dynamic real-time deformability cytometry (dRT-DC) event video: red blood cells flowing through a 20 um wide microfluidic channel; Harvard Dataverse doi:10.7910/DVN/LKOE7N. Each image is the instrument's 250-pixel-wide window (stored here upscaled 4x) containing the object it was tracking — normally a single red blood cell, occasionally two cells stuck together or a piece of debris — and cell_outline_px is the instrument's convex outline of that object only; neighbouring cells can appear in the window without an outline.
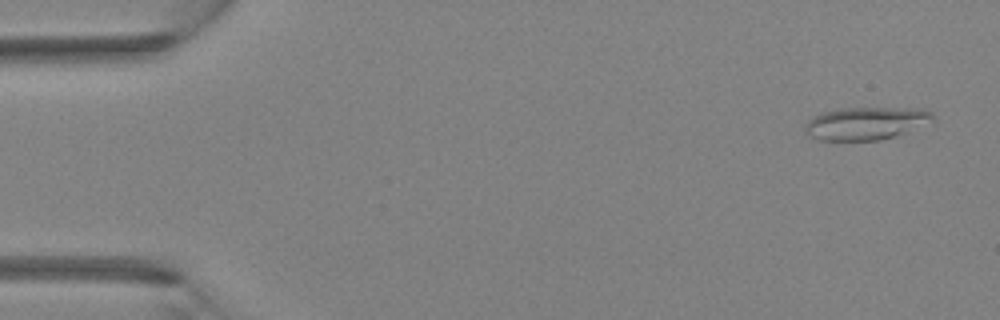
{"species": "Egyptian fruit bat (a non-hibernating species)", "species_latin": "Rousettus aegyptiacus", "temperature_condition": "room temperature", "stored_images_in_passage": 5, "camera_frame_rate_fps": 3000, "um_per_image_px": 0.085, "animal": {"sex": "female"}, "frame": {"image": 1, "passage_image": 1, "time_ms": 0.0, "image_size_px": [1000, 320], "cell_outline_px": [[936, 120], [904, 132], [880, 140], [820, 140], [808, 136], [804, 128], [804, 124], [812, 116], [824, 112], [844, 108], [924, 108], [932, 112], [936, 116]], "centroid_in_image_um": [73.61, 10.47], "position_along_channel_um": 11.4, "area_um2": 24.39}}